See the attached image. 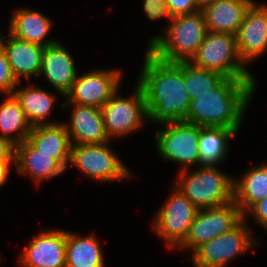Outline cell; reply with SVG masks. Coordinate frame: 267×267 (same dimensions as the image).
Segmentation results:
<instances>
[{
	"label": "cell",
	"instance_id": "obj_1",
	"mask_svg": "<svg viewBox=\"0 0 267 267\" xmlns=\"http://www.w3.org/2000/svg\"><path fill=\"white\" fill-rule=\"evenodd\" d=\"M136 82L142 89L149 121L157 124L183 121L191 98L184 82V61L166 62L146 50Z\"/></svg>",
	"mask_w": 267,
	"mask_h": 267
},
{
	"label": "cell",
	"instance_id": "obj_2",
	"mask_svg": "<svg viewBox=\"0 0 267 267\" xmlns=\"http://www.w3.org/2000/svg\"><path fill=\"white\" fill-rule=\"evenodd\" d=\"M256 90V79L225 78L213 90L191 100L184 121L201 127H225L238 133Z\"/></svg>",
	"mask_w": 267,
	"mask_h": 267
},
{
	"label": "cell",
	"instance_id": "obj_3",
	"mask_svg": "<svg viewBox=\"0 0 267 267\" xmlns=\"http://www.w3.org/2000/svg\"><path fill=\"white\" fill-rule=\"evenodd\" d=\"M169 23L164 35L149 40L147 50L162 61H190L208 32L202 11L175 16Z\"/></svg>",
	"mask_w": 267,
	"mask_h": 267
},
{
	"label": "cell",
	"instance_id": "obj_4",
	"mask_svg": "<svg viewBox=\"0 0 267 267\" xmlns=\"http://www.w3.org/2000/svg\"><path fill=\"white\" fill-rule=\"evenodd\" d=\"M178 178V179H177ZM174 186L198 209L219 207L233 201L234 178L217 165H202L194 172H179Z\"/></svg>",
	"mask_w": 267,
	"mask_h": 267
},
{
	"label": "cell",
	"instance_id": "obj_5",
	"mask_svg": "<svg viewBox=\"0 0 267 267\" xmlns=\"http://www.w3.org/2000/svg\"><path fill=\"white\" fill-rule=\"evenodd\" d=\"M189 62L196 67L220 73L225 78L255 79L239 56L236 35L208 31Z\"/></svg>",
	"mask_w": 267,
	"mask_h": 267
},
{
	"label": "cell",
	"instance_id": "obj_6",
	"mask_svg": "<svg viewBox=\"0 0 267 267\" xmlns=\"http://www.w3.org/2000/svg\"><path fill=\"white\" fill-rule=\"evenodd\" d=\"M200 126L186 121L163 123L155 133V146L163 159L179 163L182 170L200 165Z\"/></svg>",
	"mask_w": 267,
	"mask_h": 267
},
{
	"label": "cell",
	"instance_id": "obj_7",
	"mask_svg": "<svg viewBox=\"0 0 267 267\" xmlns=\"http://www.w3.org/2000/svg\"><path fill=\"white\" fill-rule=\"evenodd\" d=\"M108 145V142L72 145L69 164L94 181L110 183L128 179L131 171Z\"/></svg>",
	"mask_w": 267,
	"mask_h": 267
},
{
	"label": "cell",
	"instance_id": "obj_8",
	"mask_svg": "<svg viewBox=\"0 0 267 267\" xmlns=\"http://www.w3.org/2000/svg\"><path fill=\"white\" fill-rule=\"evenodd\" d=\"M157 210L153 229L165 240L168 249H178L186 240L198 208L177 187Z\"/></svg>",
	"mask_w": 267,
	"mask_h": 267
},
{
	"label": "cell",
	"instance_id": "obj_9",
	"mask_svg": "<svg viewBox=\"0 0 267 267\" xmlns=\"http://www.w3.org/2000/svg\"><path fill=\"white\" fill-rule=\"evenodd\" d=\"M247 217L232 230L202 244L191 255L193 267H226L229 262L259 244L248 226Z\"/></svg>",
	"mask_w": 267,
	"mask_h": 267
},
{
	"label": "cell",
	"instance_id": "obj_10",
	"mask_svg": "<svg viewBox=\"0 0 267 267\" xmlns=\"http://www.w3.org/2000/svg\"><path fill=\"white\" fill-rule=\"evenodd\" d=\"M129 97H120L118 91L101 108L105 131L109 139L123 138L149 122L143 91L137 84Z\"/></svg>",
	"mask_w": 267,
	"mask_h": 267
},
{
	"label": "cell",
	"instance_id": "obj_11",
	"mask_svg": "<svg viewBox=\"0 0 267 267\" xmlns=\"http://www.w3.org/2000/svg\"><path fill=\"white\" fill-rule=\"evenodd\" d=\"M243 219L244 215L234 201L219 207L199 209L185 242L178 249L193 253L202 244L232 230Z\"/></svg>",
	"mask_w": 267,
	"mask_h": 267
},
{
	"label": "cell",
	"instance_id": "obj_12",
	"mask_svg": "<svg viewBox=\"0 0 267 267\" xmlns=\"http://www.w3.org/2000/svg\"><path fill=\"white\" fill-rule=\"evenodd\" d=\"M122 72L118 69H97L77 75L64 103H74L102 108L120 89Z\"/></svg>",
	"mask_w": 267,
	"mask_h": 267
},
{
	"label": "cell",
	"instance_id": "obj_13",
	"mask_svg": "<svg viewBox=\"0 0 267 267\" xmlns=\"http://www.w3.org/2000/svg\"><path fill=\"white\" fill-rule=\"evenodd\" d=\"M28 243L19 256L22 267H66L67 231L46 230Z\"/></svg>",
	"mask_w": 267,
	"mask_h": 267
},
{
	"label": "cell",
	"instance_id": "obj_14",
	"mask_svg": "<svg viewBox=\"0 0 267 267\" xmlns=\"http://www.w3.org/2000/svg\"><path fill=\"white\" fill-rule=\"evenodd\" d=\"M239 56L247 66L267 53V5L254 2L247 10L236 34Z\"/></svg>",
	"mask_w": 267,
	"mask_h": 267
},
{
	"label": "cell",
	"instance_id": "obj_15",
	"mask_svg": "<svg viewBox=\"0 0 267 267\" xmlns=\"http://www.w3.org/2000/svg\"><path fill=\"white\" fill-rule=\"evenodd\" d=\"M62 108L71 107L68 123L64 122L71 145L100 144L111 141L106 134L101 108L74 103H63Z\"/></svg>",
	"mask_w": 267,
	"mask_h": 267
},
{
	"label": "cell",
	"instance_id": "obj_16",
	"mask_svg": "<svg viewBox=\"0 0 267 267\" xmlns=\"http://www.w3.org/2000/svg\"><path fill=\"white\" fill-rule=\"evenodd\" d=\"M77 72L72 54L60 41L44 47L39 76H44L62 96L65 97L71 89L77 78Z\"/></svg>",
	"mask_w": 267,
	"mask_h": 267
},
{
	"label": "cell",
	"instance_id": "obj_17",
	"mask_svg": "<svg viewBox=\"0 0 267 267\" xmlns=\"http://www.w3.org/2000/svg\"><path fill=\"white\" fill-rule=\"evenodd\" d=\"M27 141L67 170L72 145L64 122L32 126Z\"/></svg>",
	"mask_w": 267,
	"mask_h": 267
},
{
	"label": "cell",
	"instance_id": "obj_18",
	"mask_svg": "<svg viewBox=\"0 0 267 267\" xmlns=\"http://www.w3.org/2000/svg\"><path fill=\"white\" fill-rule=\"evenodd\" d=\"M8 35L6 41L3 39L2 50L17 81L20 83L23 78L29 80L32 76H39L44 47Z\"/></svg>",
	"mask_w": 267,
	"mask_h": 267
},
{
	"label": "cell",
	"instance_id": "obj_19",
	"mask_svg": "<svg viewBox=\"0 0 267 267\" xmlns=\"http://www.w3.org/2000/svg\"><path fill=\"white\" fill-rule=\"evenodd\" d=\"M9 32L15 38L41 45H53L58 40L48 38L52 21L43 13L28 8H17L9 19Z\"/></svg>",
	"mask_w": 267,
	"mask_h": 267
},
{
	"label": "cell",
	"instance_id": "obj_20",
	"mask_svg": "<svg viewBox=\"0 0 267 267\" xmlns=\"http://www.w3.org/2000/svg\"><path fill=\"white\" fill-rule=\"evenodd\" d=\"M14 167L18 174L29 176L36 185L66 172L51 155L40 153L27 140L15 145Z\"/></svg>",
	"mask_w": 267,
	"mask_h": 267
},
{
	"label": "cell",
	"instance_id": "obj_21",
	"mask_svg": "<svg viewBox=\"0 0 267 267\" xmlns=\"http://www.w3.org/2000/svg\"><path fill=\"white\" fill-rule=\"evenodd\" d=\"M253 0H217L201 9L207 31L236 35Z\"/></svg>",
	"mask_w": 267,
	"mask_h": 267
},
{
	"label": "cell",
	"instance_id": "obj_22",
	"mask_svg": "<svg viewBox=\"0 0 267 267\" xmlns=\"http://www.w3.org/2000/svg\"><path fill=\"white\" fill-rule=\"evenodd\" d=\"M241 177L239 181L234 179L233 201L245 215L256 202L267 197V162L246 170Z\"/></svg>",
	"mask_w": 267,
	"mask_h": 267
},
{
	"label": "cell",
	"instance_id": "obj_23",
	"mask_svg": "<svg viewBox=\"0 0 267 267\" xmlns=\"http://www.w3.org/2000/svg\"><path fill=\"white\" fill-rule=\"evenodd\" d=\"M15 88L14 96L18 99L25 116L32 126L56 124L60 122L48 121V116L54 109L56 96L51 92L42 89L40 86H23V88ZM53 108V109H52Z\"/></svg>",
	"mask_w": 267,
	"mask_h": 267
},
{
	"label": "cell",
	"instance_id": "obj_24",
	"mask_svg": "<svg viewBox=\"0 0 267 267\" xmlns=\"http://www.w3.org/2000/svg\"><path fill=\"white\" fill-rule=\"evenodd\" d=\"M98 239L67 231L66 267H104V255Z\"/></svg>",
	"mask_w": 267,
	"mask_h": 267
},
{
	"label": "cell",
	"instance_id": "obj_25",
	"mask_svg": "<svg viewBox=\"0 0 267 267\" xmlns=\"http://www.w3.org/2000/svg\"><path fill=\"white\" fill-rule=\"evenodd\" d=\"M238 133L225 127H201L198 141L200 166L219 165L229 152V140Z\"/></svg>",
	"mask_w": 267,
	"mask_h": 267
},
{
	"label": "cell",
	"instance_id": "obj_26",
	"mask_svg": "<svg viewBox=\"0 0 267 267\" xmlns=\"http://www.w3.org/2000/svg\"><path fill=\"white\" fill-rule=\"evenodd\" d=\"M0 103V135L15 145L27 140L32 125L14 94H6Z\"/></svg>",
	"mask_w": 267,
	"mask_h": 267
},
{
	"label": "cell",
	"instance_id": "obj_27",
	"mask_svg": "<svg viewBox=\"0 0 267 267\" xmlns=\"http://www.w3.org/2000/svg\"><path fill=\"white\" fill-rule=\"evenodd\" d=\"M225 77L217 72L208 71L184 61V82L191 100L216 88Z\"/></svg>",
	"mask_w": 267,
	"mask_h": 267
},
{
	"label": "cell",
	"instance_id": "obj_28",
	"mask_svg": "<svg viewBox=\"0 0 267 267\" xmlns=\"http://www.w3.org/2000/svg\"><path fill=\"white\" fill-rule=\"evenodd\" d=\"M19 82L14 76L10 64L3 50L0 51V92L13 94Z\"/></svg>",
	"mask_w": 267,
	"mask_h": 267
},
{
	"label": "cell",
	"instance_id": "obj_29",
	"mask_svg": "<svg viewBox=\"0 0 267 267\" xmlns=\"http://www.w3.org/2000/svg\"><path fill=\"white\" fill-rule=\"evenodd\" d=\"M143 9L151 21L166 17L169 21L173 18L166 0H143Z\"/></svg>",
	"mask_w": 267,
	"mask_h": 267
},
{
	"label": "cell",
	"instance_id": "obj_30",
	"mask_svg": "<svg viewBox=\"0 0 267 267\" xmlns=\"http://www.w3.org/2000/svg\"><path fill=\"white\" fill-rule=\"evenodd\" d=\"M172 17L199 11L195 0H166Z\"/></svg>",
	"mask_w": 267,
	"mask_h": 267
},
{
	"label": "cell",
	"instance_id": "obj_31",
	"mask_svg": "<svg viewBox=\"0 0 267 267\" xmlns=\"http://www.w3.org/2000/svg\"><path fill=\"white\" fill-rule=\"evenodd\" d=\"M254 217V220L267 232V197L263 200L256 202L244 215L247 217V214Z\"/></svg>",
	"mask_w": 267,
	"mask_h": 267
},
{
	"label": "cell",
	"instance_id": "obj_32",
	"mask_svg": "<svg viewBox=\"0 0 267 267\" xmlns=\"http://www.w3.org/2000/svg\"><path fill=\"white\" fill-rule=\"evenodd\" d=\"M0 160H15V144L0 135Z\"/></svg>",
	"mask_w": 267,
	"mask_h": 267
},
{
	"label": "cell",
	"instance_id": "obj_33",
	"mask_svg": "<svg viewBox=\"0 0 267 267\" xmlns=\"http://www.w3.org/2000/svg\"><path fill=\"white\" fill-rule=\"evenodd\" d=\"M15 165V160H0V188L5 185L10 174V166Z\"/></svg>",
	"mask_w": 267,
	"mask_h": 267
},
{
	"label": "cell",
	"instance_id": "obj_34",
	"mask_svg": "<svg viewBox=\"0 0 267 267\" xmlns=\"http://www.w3.org/2000/svg\"><path fill=\"white\" fill-rule=\"evenodd\" d=\"M197 6L199 9H203L205 6L212 4L213 2H216L217 0H195Z\"/></svg>",
	"mask_w": 267,
	"mask_h": 267
},
{
	"label": "cell",
	"instance_id": "obj_35",
	"mask_svg": "<svg viewBox=\"0 0 267 267\" xmlns=\"http://www.w3.org/2000/svg\"><path fill=\"white\" fill-rule=\"evenodd\" d=\"M3 35L0 32V51L2 50V42L5 37H2Z\"/></svg>",
	"mask_w": 267,
	"mask_h": 267
}]
</instances>
